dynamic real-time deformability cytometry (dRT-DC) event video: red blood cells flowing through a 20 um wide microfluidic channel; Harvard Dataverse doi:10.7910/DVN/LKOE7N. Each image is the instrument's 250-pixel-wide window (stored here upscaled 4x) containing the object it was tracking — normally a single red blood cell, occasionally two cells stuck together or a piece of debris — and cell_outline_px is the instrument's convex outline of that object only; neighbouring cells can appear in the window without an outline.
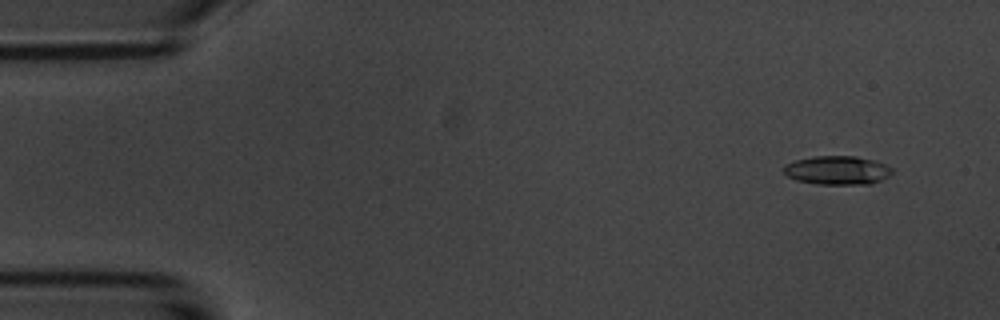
{"species": "common noctule bat (a hibernating species)", "species_latin": "Nyctalus noctula", "temperature_condition": "room temperature", "stored_images_in_passage": 6, "camera_frame_rate_fps": 3000, "um_per_image_px": 0.085, "animal": {"sex": "male", "body_mass_g": 20.1, "forearm_length_mm": 53.5}, "frame": {"image": 1, "passage_image": 1, "time_ms": 0.0, "image_size_px": [1000, 320], "cell_outline_px": [[892, 172], [888, 176], [872, 184], [816, 184], [796, 180], [788, 176], [784, 172], [784, 164], [796, 160], [812, 156], [856, 156], [872, 160], [884, 164], [892, 168]], "centroid_in_image_um": [71.15, 14.47], "position_along_channel_um": 13.9, "area_um2": 18.09}}
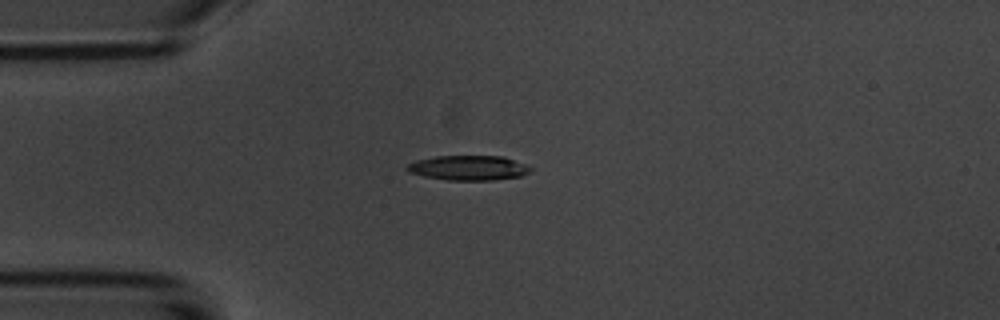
{"frame": {"image": 2, "passage_image": 4, "time_ms": 3.333, "image_size_px": [1000, 320], "cell_outline_px": [[532, 168], [528, 172], [520, 176], [492, 180], [448, 180], [424, 176], [408, 172], [404, 168], [408, 164], [416, 160], [436, 156], [504, 156], [524, 164]], "centroid_in_image_um": [39.78, 14.26], "position_along_channel_um": 45.2, "area_um2": 17.74}}
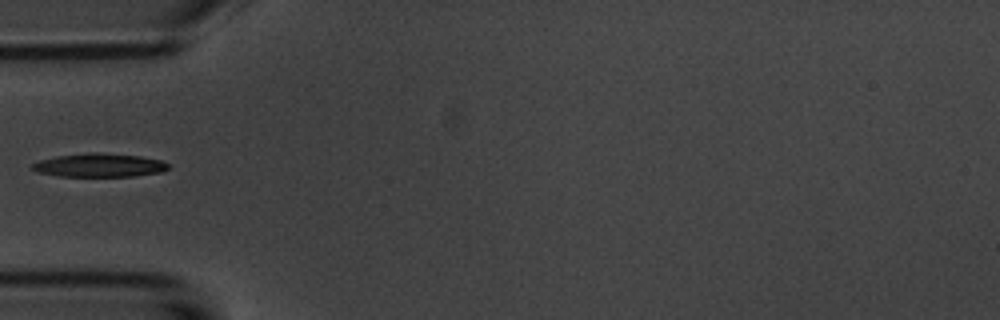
{"frame": {"image": 3, "passage_image": 5, "time_ms": 4.667, "image_size_px": [1000, 320], "cell_outline_px": [[168, 168], [160, 172], [132, 176], [60, 176], [36, 172], [32, 168], [32, 164], [40, 160], [56, 156], [92, 152], [96, 152], [140, 156], [160, 160], [168, 164]], "centroid_in_image_um": [8.41, 14.04], "position_along_channel_um": 76.6, "area_um2": 18.44}}